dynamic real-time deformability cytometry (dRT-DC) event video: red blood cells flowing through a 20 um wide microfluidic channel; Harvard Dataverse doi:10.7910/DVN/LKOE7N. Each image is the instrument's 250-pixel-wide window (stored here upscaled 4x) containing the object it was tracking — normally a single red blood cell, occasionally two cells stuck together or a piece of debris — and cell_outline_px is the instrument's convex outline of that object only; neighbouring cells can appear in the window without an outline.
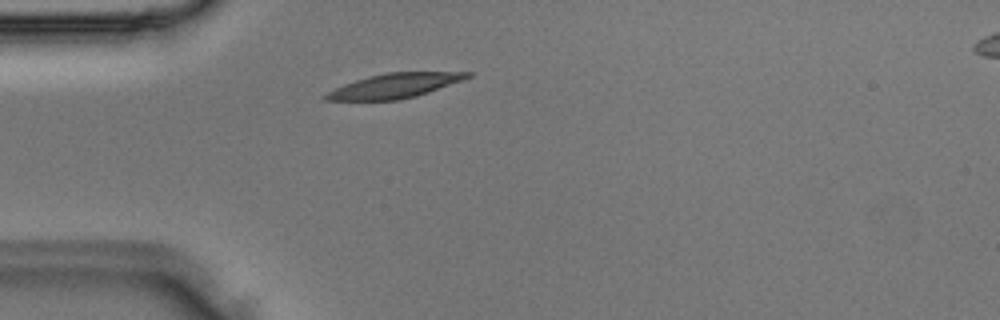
{"species": "Egyptian fruit bat (a non-hibernating species)", "species_latin": "Rousettus aegyptiacus", "temperature_condition": "room temperature", "stored_images_in_passage": 2, "camera_frame_rate_fps": 3000, "um_per_image_px": 0.085, "animal": {"sex": "male"}, "frame": {"image": 1, "passage_image": 2, "time_ms": 0.333, "image_size_px": [1000, 320], "cell_outline_px": [[472, 76], [464, 80], [416, 96], [396, 100], [324, 100], [324, 96], [328, 92], [344, 84], [368, 76], [388, 72], [472, 72]], "centroid_in_image_um": [33.58, 7.28], "position_along_channel_um": 51.4, "area_um2": 20.06}}